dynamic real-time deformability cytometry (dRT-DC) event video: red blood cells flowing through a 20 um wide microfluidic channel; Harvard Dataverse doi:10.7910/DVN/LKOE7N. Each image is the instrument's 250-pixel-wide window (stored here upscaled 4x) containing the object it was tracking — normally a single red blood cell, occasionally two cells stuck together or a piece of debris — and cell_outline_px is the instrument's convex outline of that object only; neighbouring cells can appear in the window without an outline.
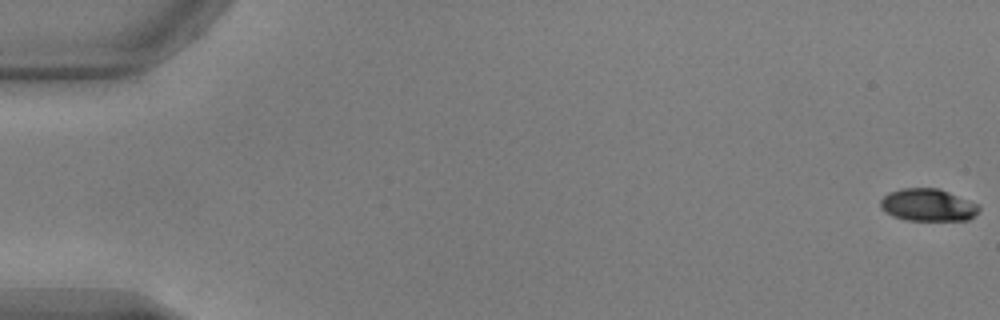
{"species": "common noctule bat (a hibernating species)", "species_latin": "Nyctalus noctula", "temperature_condition": "warm", "stored_images_in_passage": 20, "camera_frame_rate_fps": 3000, "um_per_image_px": 0.085, "animal": {"sex": "male", "body_mass_g": 17.9, "forearm_length_mm": 54.2}, "frame": {"image": 1, "passage_image": 1, "time_ms": 0.0, "image_size_px": [1000, 320], "cell_outline_px": [[980, 208], [968, 220], [908, 220], [892, 216], [884, 212], [880, 208], [880, 200], [888, 192], [900, 188], [940, 188], [976, 204]], "centroid_in_image_um": [78.8, 17.42], "position_along_channel_um": 6.2, "area_um2": 18.5}}
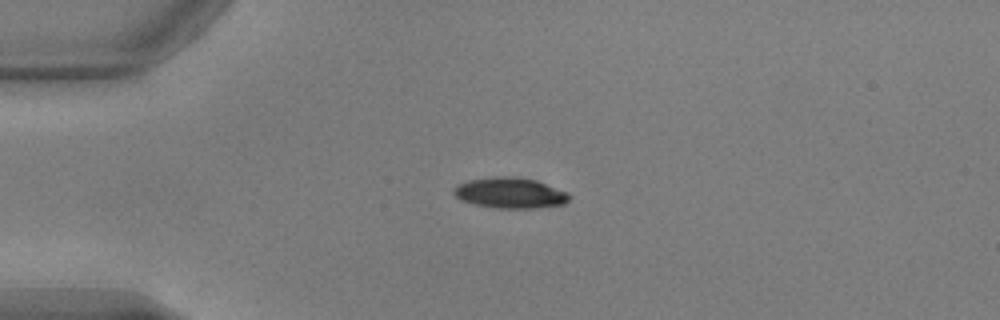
{"frame": {"image": 2, "passage_image": 14, "time_ms": 4.333, "image_size_px": [1000, 320], "cell_outline_px": [[568, 200], [564, 204], [532, 208], [496, 208], [476, 204], [460, 200], [452, 192], [452, 188], [468, 180], [496, 176], [516, 176], [536, 180], [568, 192]], "centroid_in_image_um": [43.33, 16.39], "position_along_channel_um": 41.7, "area_um2": 20.58}}
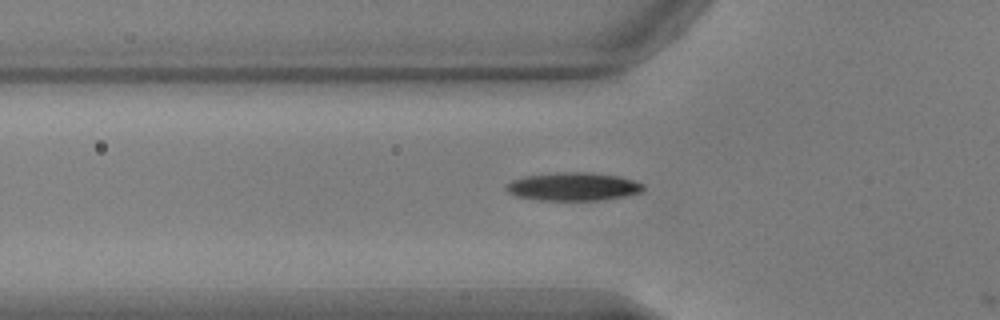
{"frame": {"image": 3, "passage_image": 19, "time_ms": 6.0, "image_size_px": [1000, 320], "cell_outline_px": [[644, 188], [640, 192], [624, 196], [600, 200], [540, 200], [516, 196], [508, 192], [504, 188], [504, 184], [512, 180], [524, 176], [556, 172], [588, 172], [620, 176], [644, 184]], "centroid_in_image_um": [48.68, 15.85], "position_along_channel_um": 77.1, "area_um2": 22.6}}